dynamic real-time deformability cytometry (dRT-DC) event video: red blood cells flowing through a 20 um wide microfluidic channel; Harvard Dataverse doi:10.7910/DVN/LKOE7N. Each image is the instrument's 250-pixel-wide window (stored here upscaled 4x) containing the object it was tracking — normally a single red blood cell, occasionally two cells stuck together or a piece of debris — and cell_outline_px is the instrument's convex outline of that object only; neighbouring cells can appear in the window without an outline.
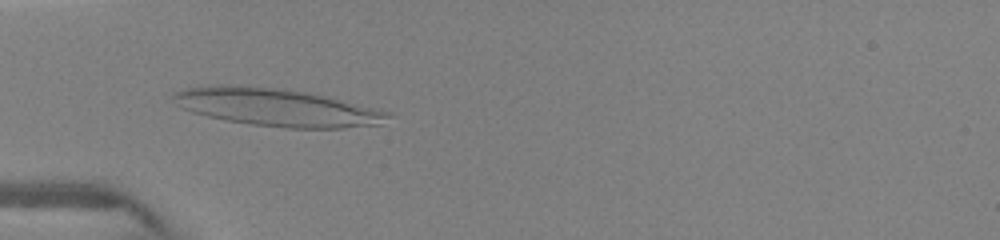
{"species": "human", "species_latin": "Homo sapiens", "temperature_condition": "warm", "stored_images_in_passage": 26, "camera_frame_rate_fps": 3000, "um_per_image_px": 0.085, "donor": {"sex": "female"}, "frame": {"image": 1, "passage_image": 12, "time_ms": 4.333, "image_size_px": [1000, 240], "cell_outline_px": [[392, 116], [380, 124], [344, 128], [288, 128], [248, 124], [208, 116], [192, 112], [176, 104], [172, 100], [172, 92], [184, 88], [220, 84], [280, 88], [308, 92], [388, 112]], "centroid_in_image_um": [23.45, 9.12], "position_along_channel_um": 61.6, "area_um2": 46.76}}
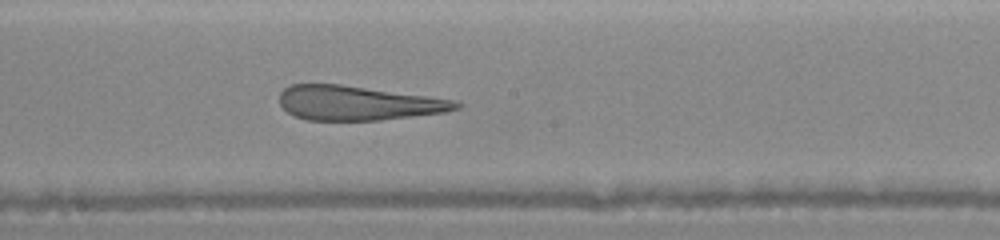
{"frame": {"image": 2, "passage_image": 21, "time_ms": 8.0, "image_size_px": [1000, 240], "cell_outline_px": [[464, 104], [460, 108], [444, 112], [380, 120], [308, 120], [292, 116], [280, 104], [280, 92], [284, 88], [292, 84], [340, 84], [460, 100]], "centroid_in_image_um": [30.46, 8.75], "position_along_channel_um": 217.7, "area_um2": 35.6}}
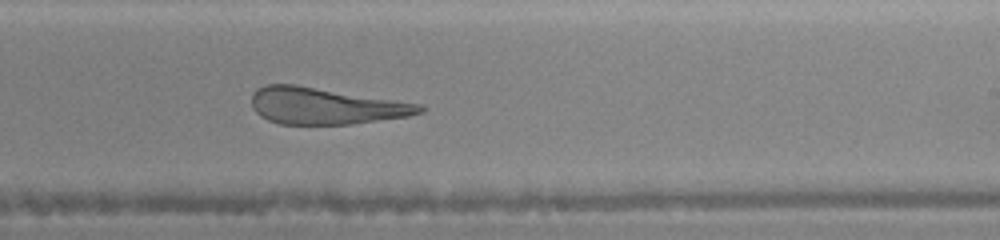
{"frame": {"image": 3, "passage_image": 24, "time_ms": 9.0, "image_size_px": [1000, 240], "cell_outline_px": [[428, 108], [424, 112], [408, 116], [352, 124], [280, 124], [268, 120], [260, 116], [252, 108], [252, 92], [256, 88], [264, 84], [296, 84], [424, 104]], "centroid_in_image_um": [27.68, 8.99], "position_along_channel_um": 261.3, "area_um2": 36.3}}